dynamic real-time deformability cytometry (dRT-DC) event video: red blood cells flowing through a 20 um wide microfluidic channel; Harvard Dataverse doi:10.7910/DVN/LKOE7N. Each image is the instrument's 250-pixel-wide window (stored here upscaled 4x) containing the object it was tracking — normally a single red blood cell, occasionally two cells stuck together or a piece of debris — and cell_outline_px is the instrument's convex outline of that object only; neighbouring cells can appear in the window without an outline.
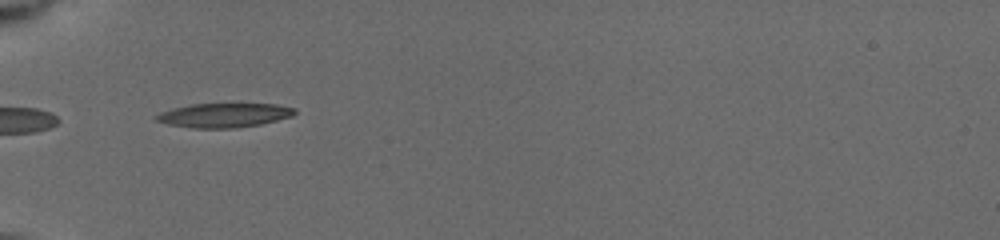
{"species": "common noctule bat (a hibernating species)", "species_latin": "Nyctalus noctula", "temperature_condition": "cold", "stored_images_in_passage": 14, "camera_frame_rate_fps": 3000, "um_per_image_px": 0.085, "animal": {"sex": "female", "body_mass_g": 19.5, "forearm_length_mm": 54.1}, "frame": {"image": 1, "passage_image": 10, "time_ms": 6.333, "image_size_px": [1000, 240], "cell_outline_px": [[296, 112], [292, 116], [260, 124], [232, 128], [192, 128], [168, 124], [156, 120], [156, 116], [160, 112], [172, 108], [192, 104], [276, 104], [296, 108]], "centroid_in_image_um": [19.05, 9.79], "position_along_channel_um": 66.0, "area_um2": 19.36}}
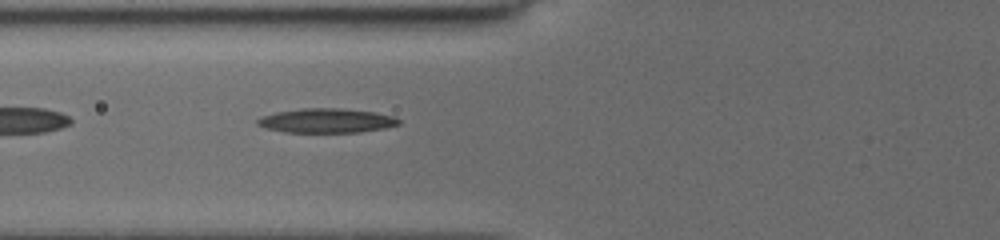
{"frame": {"image": 2, "passage_image": 12, "time_ms": 7.333, "image_size_px": [1000, 240], "cell_outline_px": [[400, 124], [384, 128], [360, 132], [284, 132], [264, 128], [256, 124], [256, 120], [264, 116], [276, 112], [304, 108], [340, 108], [376, 112], [396, 116], [400, 120]], "centroid_in_image_um": [27.78, 10.25], "position_along_channel_um": 98.0, "area_um2": 20.11}}
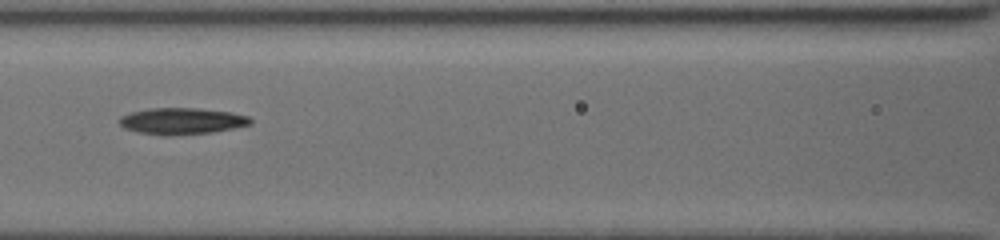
{"frame": {"image": 3, "passage_image": 14, "time_ms": 8.667, "image_size_px": [1000, 240], "cell_outline_px": [[252, 124], [212, 132], [168, 136], [140, 132], [124, 128], [120, 124], [120, 116], [132, 112], [148, 108], [196, 108], [232, 112], [248, 116], [252, 120]], "centroid_in_image_um": [15.47, 10.28], "position_along_channel_um": 151.1, "area_um2": 20.11}}